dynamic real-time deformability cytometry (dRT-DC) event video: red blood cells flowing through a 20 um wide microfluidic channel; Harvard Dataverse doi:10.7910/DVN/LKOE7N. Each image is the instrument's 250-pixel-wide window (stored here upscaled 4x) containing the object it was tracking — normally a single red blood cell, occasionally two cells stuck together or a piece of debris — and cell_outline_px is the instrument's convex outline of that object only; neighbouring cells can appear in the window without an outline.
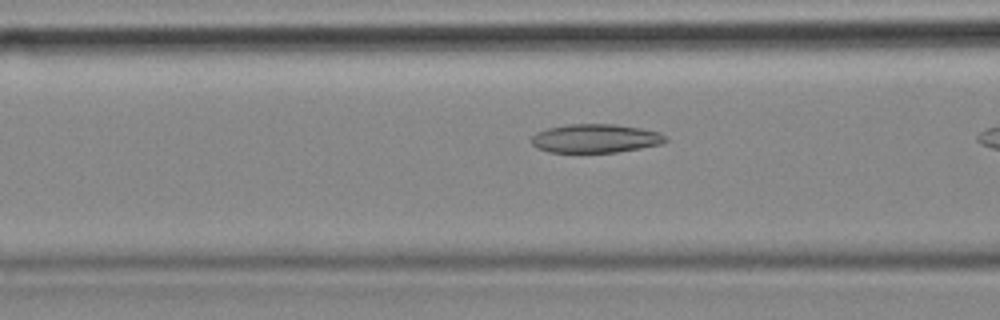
{"species": "common noctule bat (a hibernating species)", "species_latin": "Nyctalus noctula", "temperature_condition": "cold", "stored_images_in_passage": 11, "camera_frame_rate_fps": 3000, "um_per_image_px": 0.085, "animal": {"sex": "female", "body_mass_g": 18.4}, "frame": {"image": 1, "passage_image": 10, "time_ms": 3.0, "image_size_px": [1000, 320], "cell_outline_px": [[668, 140], [660, 144], [640, 148], [616, 152], [548, 152], [536, 148], [532, 144], [532, 136], [536, 132], [548, 128], [568, 124], [616, 124], [640, 128], [660, 132], [668, 136]], "centroid_in_image_um": [50.62, 11.76], "position_along_channel_um": 116.0, "area_um2": 22.48}}